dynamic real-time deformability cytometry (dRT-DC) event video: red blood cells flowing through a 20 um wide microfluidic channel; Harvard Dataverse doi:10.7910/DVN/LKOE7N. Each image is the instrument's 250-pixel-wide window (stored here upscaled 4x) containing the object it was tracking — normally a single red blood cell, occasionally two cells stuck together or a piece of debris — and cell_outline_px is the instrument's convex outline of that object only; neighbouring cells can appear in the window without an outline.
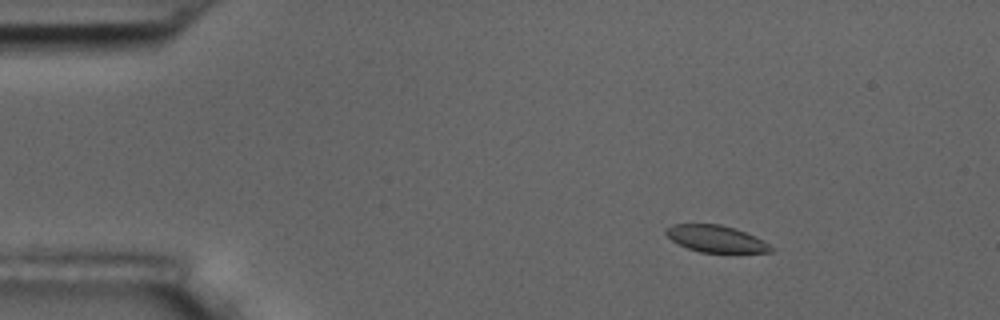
{"species": "common noctule bat (a hibernating species)", "species_latin": "Nyctalus noctula", "temperature_condition": "room temperature", "stored_images_in_passage": 3, "camera_frame_rate_fps": 3000, "um_per_image_px": 0.085, "animal": {"sex": "male", "body_mass_g": 17.5, "forearm_length_mm": 52.3}, "frame": {"image": 1, "passage_image": 3, "time_ms": 2.333, "image_size_px": [1000, 320], "cell_outline_px": [[776, 248], [772, 252], [700, 252], [688, 248], [672, 240], [664, 232], [664, 228], [672, 224], [720, 224], [744, 232]], "centroid_in_image_um": [60.81, 20.29], "position_along_channel_um": 24.2, "area_um2": 16.07}}